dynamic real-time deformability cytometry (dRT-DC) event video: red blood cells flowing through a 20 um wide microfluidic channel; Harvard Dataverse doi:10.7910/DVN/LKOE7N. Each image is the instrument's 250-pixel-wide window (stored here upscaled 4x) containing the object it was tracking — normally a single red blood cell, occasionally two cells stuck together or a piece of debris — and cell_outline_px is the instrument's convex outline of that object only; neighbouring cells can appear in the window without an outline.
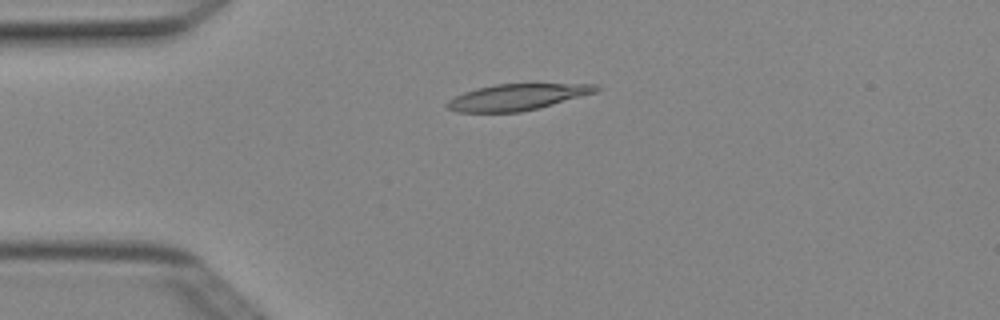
{"species": "Egyptian fruit bat (a non-hibernating species)", "species_latin": "Rousettus aegyptiacus", "temperature_condition": "cold", "stored_images_in_passage": 5, "camera_frame_rate_fps": 3000, "um_per_image_px": 0.085, "animal": {"sex": "female"}, "frame": {"image": 1, "passage_image": 3, "time_ms": 0.667, "image_size_px": [1000, 320], "cell_outline_px": [[600, 88], [596, 92], [552, 104], [520, 112], [456, 112], [448, 108], [444, 104], [448, 100], [464, 92], [476, 88], [496, 84], [596, 84]], "centroid_in_image_um": [43.9, 8.25], "position_along_channel_um": 41.1, "area_um2": 22.48}}
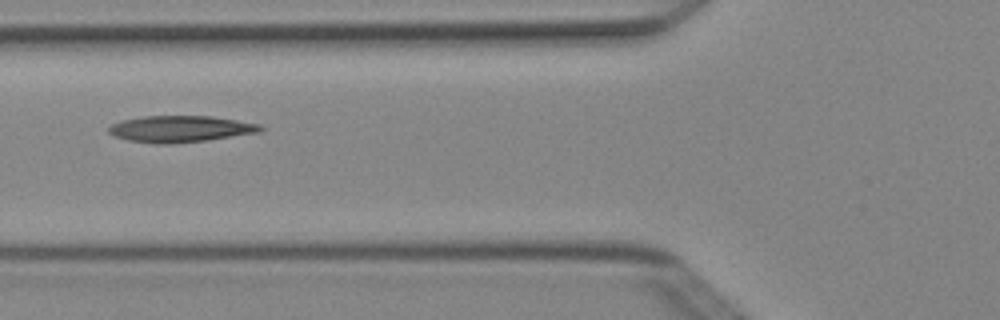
{"frame": {"image": 2, "passage_image": 5, "time_ms": 1.333, "image_size_px": [1000, 320], "cell_outline_px": [[264, 128], [260, 132], [208, 140], [172, 144], [156, 144], [128, 140], [116, 136], [108, 132], [108, 128], [112, 124], [124, 120], [144, 116], [212, 116], [260, 124]], "centroid_in_image_um": [15.35, 10.96], "position_along_channel_um": 110.4, "area_um2": 23.35}}